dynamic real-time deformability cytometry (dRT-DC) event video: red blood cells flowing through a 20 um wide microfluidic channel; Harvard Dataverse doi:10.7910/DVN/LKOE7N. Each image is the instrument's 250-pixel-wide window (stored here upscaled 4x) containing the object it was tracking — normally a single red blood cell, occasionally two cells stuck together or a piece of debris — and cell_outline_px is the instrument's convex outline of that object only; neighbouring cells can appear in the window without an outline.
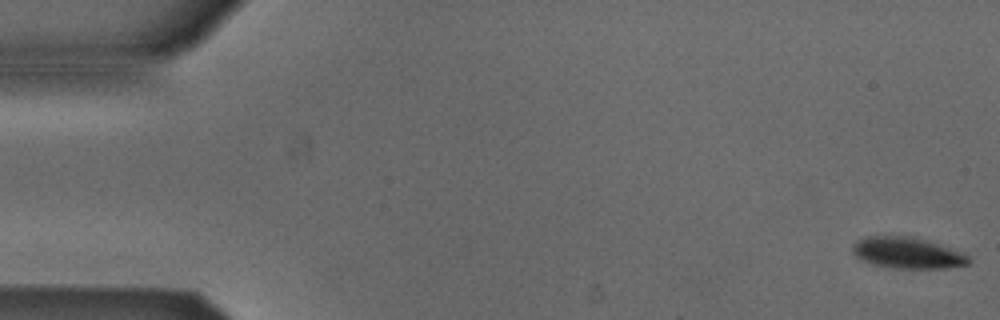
{"species": "Egyptian fruit bat (a non-hibernating species)", "species_latin": "Rousettus aegyptiacus", "temperature_condition": "cold", "stored_images_in_passage": 54, "camera_frame_rate_fps": 3000, "um_per_image_px": 0.085, "animal": {"sex": "male"}, "frame": {"image": 1, "passage_image": 1, "time_ms": 0.0, "image_size_px": [1000, 320], "cell_outline_px": [[972, 260], [968, 264], [944, 268], [896, 268], [872, 264], [856, 256], [852, 252], [852, 244], [856, 240], [864, 236], [908, 236], [924, 240], [964, 252]], "centroid_in_image_um": [77.11, 21.49], "position_along_channel_um": 7.9, "area_um2": 20.98}}
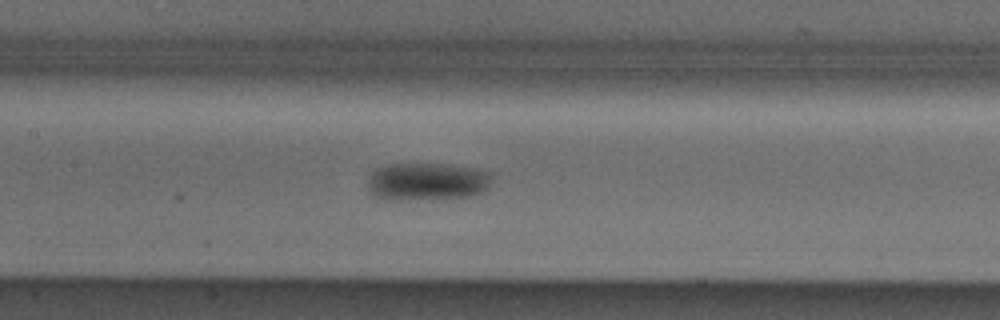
{"frame": {"image": 2, "passage_image": 25, "time_ms": 8.0, "image_size_px": [1000, 320], "cell_outline_px": [[492, 176], [488, 188], [484, 192], [468, 196], [396, 200], [388, 200], [376, 196], [368, 188], [368, 180], [372, 172], [376, 168], [388, 164], [452, 164], [480, 168], [488, 172]], "centroid_in_image_um": [36.33, 15.41], "position_along_channel_um": 171.1, "area_um2": 27.34}}
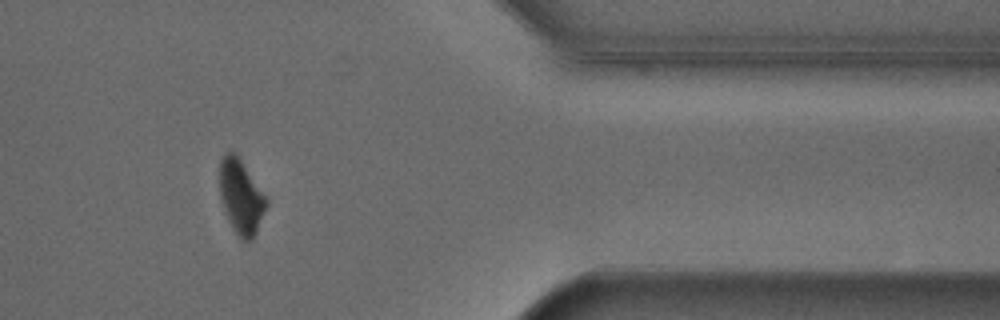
{"frame": {"image": 3, "passage_image": 44, "time_ms": 14.333, "image_size_px": [1000, 320], "cell_outline_px": [[268, 204], [256, 232], [252, 240], [244, 240], [232, 228], [224, 212], [220, 196], [220, 160], [224, 152], [232, 152], [240, 160], [268, 196]], "centroid_in_image_um": [20.5, 16.72], "position_along_channel_um": 390.9, "area_um2": 20.17}, "authors_computed_cell_mechanics": {"area_um2": 23.1489, "velocity_mm_per_s": 3.8558, "shape_relaxation_time_tau1_ms": 1.9791, "shape_relaxation_time_tau2_ms": null, "deformation_change_tau1": 0.0725, "deformation_change_tau2": null}}